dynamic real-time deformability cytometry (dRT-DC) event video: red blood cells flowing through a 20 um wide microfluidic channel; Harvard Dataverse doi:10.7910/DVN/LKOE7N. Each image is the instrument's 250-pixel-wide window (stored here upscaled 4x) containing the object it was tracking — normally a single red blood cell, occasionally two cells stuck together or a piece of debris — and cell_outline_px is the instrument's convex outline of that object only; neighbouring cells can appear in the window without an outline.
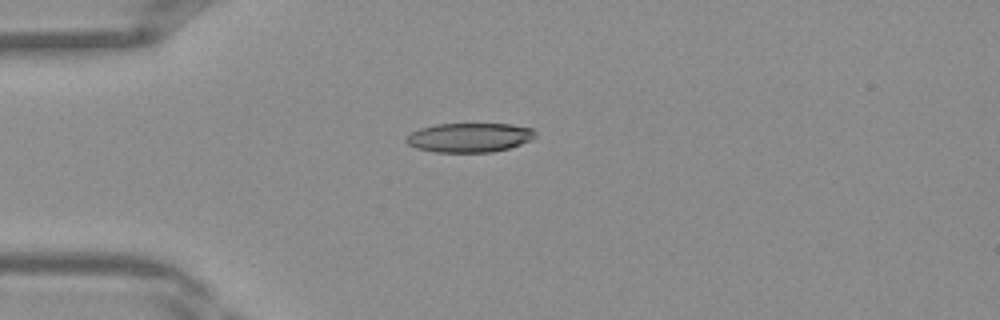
{"species": "Egyptian fruit bat (a non-hibernating species)", "species_latin": "Rousettus aegyptiacus", "temperature_condition": "warm", "stored_images_in_passage": 30, "camera_frame_rate_fps": 3000, "um_per_image_px": 0.085, "frame": {"image": 1, "passage_image": 1, "time_ms": 0.0, "image_size_px": [1000, 320], "cell_outline_px": [[536, 136], [532, 140], [508, 148], [492, 152], [436, 152], [416, 148], [408, 144], [404, 140], [412, 132], [420, 128], [436, 124], [512, 124], [532, 128], [536, 132]], "centroid_in_image_um": [39.92, 11.69], "position_along_channel_um": 45.1, "area_um2": 22.02}}
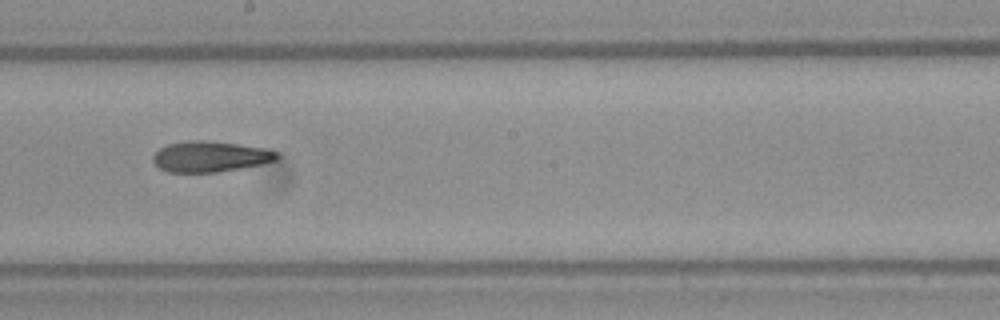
{"frame": {"image": 2, "passage_image": 13, "time_ms": 4.0, "image_size_px": [1000, 320], "cell_outline_px": [[280, 156], [276, 160], [260, 164], [240, 168], [216, 172], [168, 172], [160, 168], [152, 160], [152, 156], [160, 148], [168, 144], [192, 140], [208, 140], [264, 148], [276, 152]], "centroid_in_image_um": [17.84, 13.3], "position_along_channel_um": 230.4, "area_um2": 21.96}}
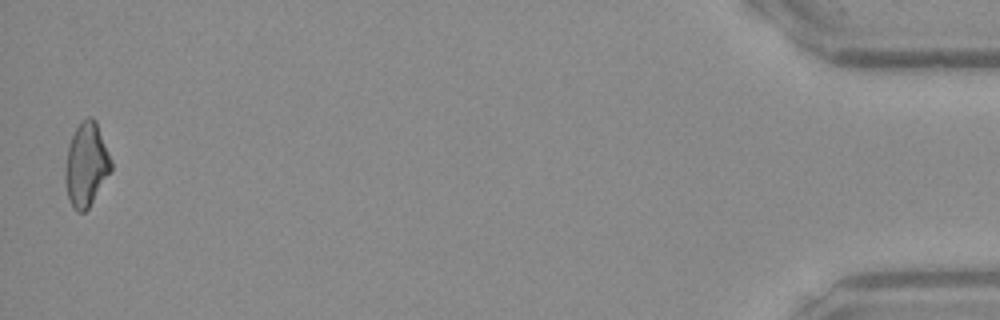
{"frame": {"image": 3, "passage_image": 30, "time_ms": 9.667, "image_size_px": [1000, 320], "cell_outline_px": [[112, 168], [88, 208], [84, 212], [76, 212], [72, 208], [68, 196], [64, 180], [64, 172], [68, 148], [72, 136], [76, 128], [88, 116], [92, 116], [96, 120], [112, 160]], "centroid_in_image_um": [7.32, 13.99], "position_along_channel_um": 427.9, "area_um2": 22.2}}